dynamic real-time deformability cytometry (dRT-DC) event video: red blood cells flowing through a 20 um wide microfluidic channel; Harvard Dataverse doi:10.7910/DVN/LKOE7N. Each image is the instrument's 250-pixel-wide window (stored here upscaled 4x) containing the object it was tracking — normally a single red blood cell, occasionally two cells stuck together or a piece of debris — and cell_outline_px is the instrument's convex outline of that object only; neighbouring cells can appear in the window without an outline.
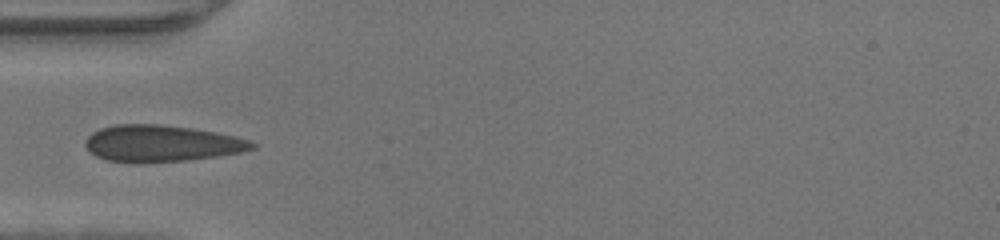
{"species": "human", "species_latin": "Homo sapiens", "temperature_condition": "warm", "stored_images_in_passage": 32, "camera_frame_rate_fps": 3000, "um_per_image_px": 0.085, "donor": {"sex": "male"}, "frame": {"image": 1, "passage_image": 1, "time_ms": 0.0, "image_size_px": [1000, 240], "cell_outline_px": [[256, 148], [240, 152], [216, 156], [188, 160], [140, 164], [136, 164], [108, 160], [96, 156], [84, 144], [84, 140], [92, 132], [100, 128], [116, 124], [160, 124], [192, 128], [216, 132], [236, 136], [248, 140], [256, 144]], "centroid_in_image_um": [13.7, 12.2], "position_along_channel_um": 71.3, "area_um2": 35.84}}
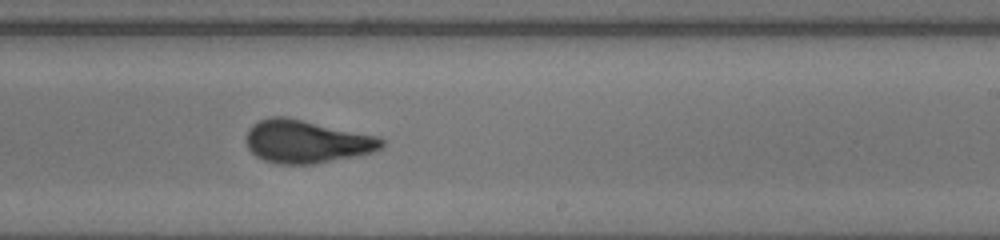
{"frame": {"image": 2, "passage_image": 14, "time_ms": 4.333, "image_size_px": [1000, 240], "cell_outline_px": [[384, 148], [376, 152], [360, 156], [316, 164], [276, 164], [264, 160], [256, 156], [248, 148], [244, 140], [244, 136], [248, 128], [252, 124], [260, 120], [272, 116], [284, 116], [380, 136], [384, 140]], "centroid_in_image_um": [26.08, 12.04], "position_along_channel_um": 262.9, "area_um2": 34.68}}
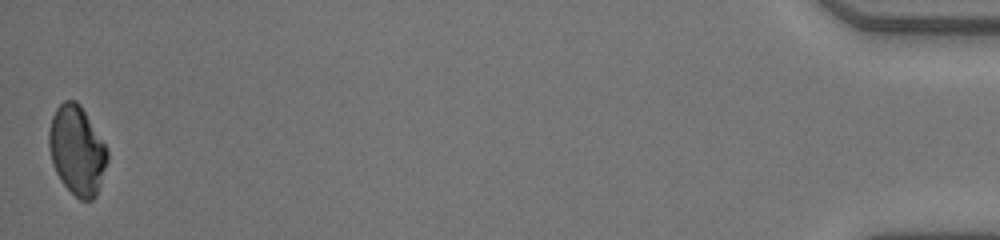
{"frame": {"image": 3, "passage_image": 32, "time_ms": 10.333, "image_size_px": [1000, 240], "cell_outline_px": [[108, 160], [96, 196], [92, 200], [80, 200], [60, 180], [52, 164], [48, 144], [48, 132], [52, 116], [56, 108], [64, 100], [76, 100], [80, 104], [108, 148]], "centroid_in_image_um": [6.54, 12.76], "position_along_channel_um": 428.7, "area_um2": 30.4}}